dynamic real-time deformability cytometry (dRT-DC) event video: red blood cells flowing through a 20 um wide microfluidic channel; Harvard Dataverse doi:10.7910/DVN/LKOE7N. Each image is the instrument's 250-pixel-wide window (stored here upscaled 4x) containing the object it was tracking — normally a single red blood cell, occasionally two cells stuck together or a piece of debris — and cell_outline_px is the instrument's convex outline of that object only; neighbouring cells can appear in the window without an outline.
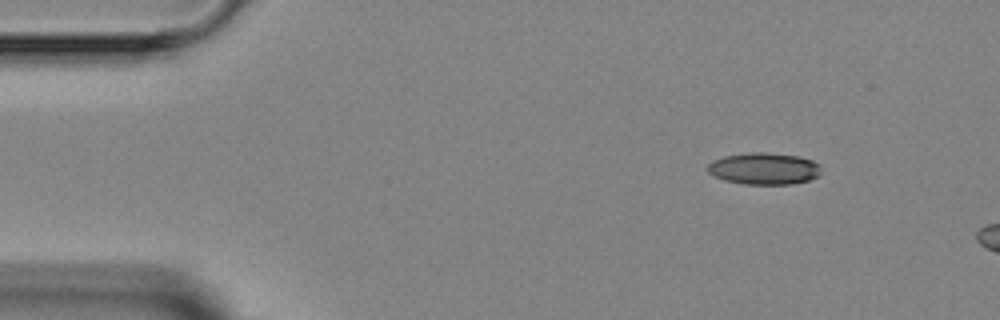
{"species": "Egyptian fruit bat (a non-hibernating species)", "species_latin": "Rousettus aegyptiacus", "temperature_condition": "room temperature", "stored_images_in_passage": 3, "camera_frame_rate_fps": 3000, "um_per_image_px": 0.085, "animal": {"sex": "female"}, "frame": {"image": 1, "passage_image": 3, "time_ms": 3.333, "image_size_px": [1000, 320], "cell_outline_px": [[820, 176], [808, 180], [792, 184], [744, 184], [724, 180], [708, 172], [704, 168], [712, 160], [724, 156], [752, 152], [764, 152], [796, 156], [812, 160], [820, 164]], "centroid_in_image_um": [64.93, 14.33], "position_along_channel_um": 20.1, "area_um2": 21.1}}